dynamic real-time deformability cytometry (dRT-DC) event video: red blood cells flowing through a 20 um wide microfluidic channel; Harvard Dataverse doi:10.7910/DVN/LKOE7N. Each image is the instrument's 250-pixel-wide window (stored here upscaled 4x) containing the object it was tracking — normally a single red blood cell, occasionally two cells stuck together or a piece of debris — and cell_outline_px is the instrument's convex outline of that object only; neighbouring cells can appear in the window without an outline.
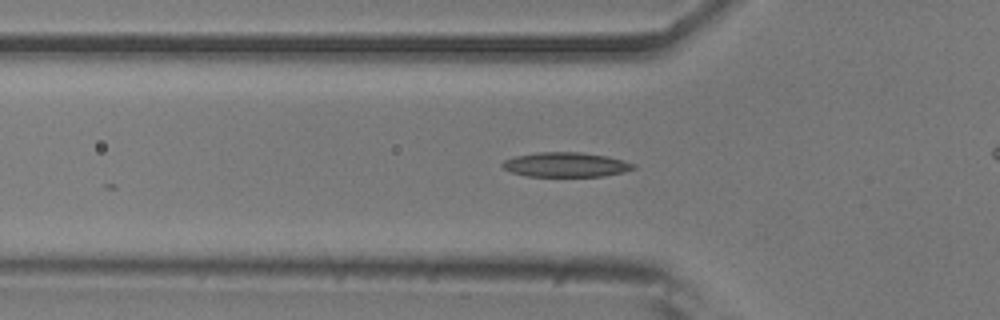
{"species": "common noctule bat (a hibernating species)", "species_latin": "Nyctalus noctula", "temperature_condition": "room temperature", "stored_images_in_passage": 6, "camera_frame_rate_fps": 3000, "um_per_image_px": 0.085, "animal": {"sex": "male", "body_mass_g": 20.5, "forearm_length_mm": 52.5}, "frame": {"image": 1, "passage_image": 2, "time_ms": 0.333, "image_size_px": [1000, 320], "cell_outline_px": [[636, 168], [624, 172], [604, 176], [528, 176], [512, 172], [504, 168], [500, 164], [504, 160], [516, 156], [536, 152], [580, 152], [604, 156], [636, 164]], "centroid_in_image_um": [48.08, 14.0], "position_along_channel_um": 77.7, "area_um2": 18.61}}
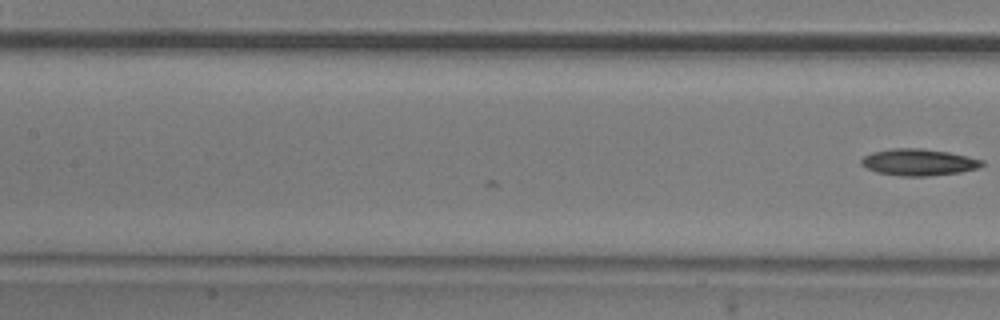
{"frame": {"image": 2, "passage_image": 6, "time_ms": 1.667, "image_size_px": [1000, 320], "cell_outline_px": [[984, 164], [976, 168], [960, 172], [928, 176], [900, 176], [876, 172], [860, 164], [860, 160], [864, 156], [872, 152], [892, 148], [920, 148], [948, 152], [968, 156], [984, 160]], "centroid_in_image_um": [78.06, 13.78], "position_along_channel_um": 129.3, "area_um2": 18.73}}